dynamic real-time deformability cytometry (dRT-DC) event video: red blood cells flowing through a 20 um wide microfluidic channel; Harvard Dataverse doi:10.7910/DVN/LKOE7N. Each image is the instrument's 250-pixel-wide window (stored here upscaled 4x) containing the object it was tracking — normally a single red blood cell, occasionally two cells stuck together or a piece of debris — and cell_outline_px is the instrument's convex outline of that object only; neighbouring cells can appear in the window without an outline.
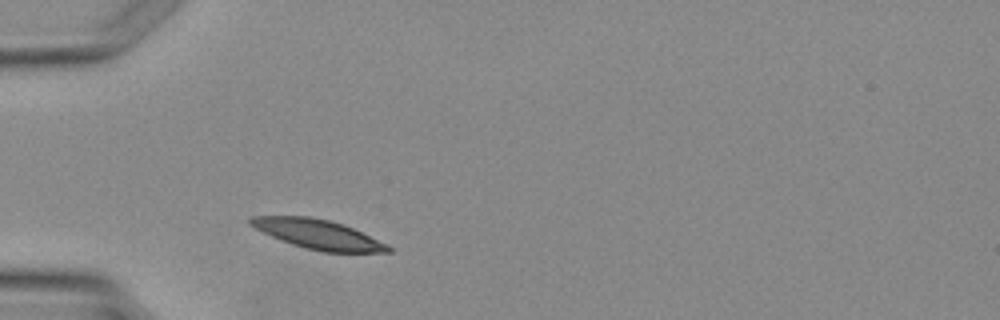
{"species": "Egyptian fruit bat (a non-hibernating species)", "species_latin": "Rousettus aegyptiacus", "temperature_condition": "warm", "stored_images_in_passage": 1, "camera_frame_rate_fps": 3000, "um_per_image_px": 0.085, "animal": {"sex": "female"}, "frame": {"image": 1, "passage_image": 1, "time_ms": 0.0, "image_size_px": [1000, 320], "cell_outline_px": [[392, 252], [324, 252], [304, 248], [280, 240], [248, 224], [248, 220], [252, 216], [308, 216], [328, 220], [344, 224], [388, 244], [392, 248]], "centroid_in_image_um": [27.05, 19.91], "position_along_channel_um": 58.0, "area_um2": 23.52}}